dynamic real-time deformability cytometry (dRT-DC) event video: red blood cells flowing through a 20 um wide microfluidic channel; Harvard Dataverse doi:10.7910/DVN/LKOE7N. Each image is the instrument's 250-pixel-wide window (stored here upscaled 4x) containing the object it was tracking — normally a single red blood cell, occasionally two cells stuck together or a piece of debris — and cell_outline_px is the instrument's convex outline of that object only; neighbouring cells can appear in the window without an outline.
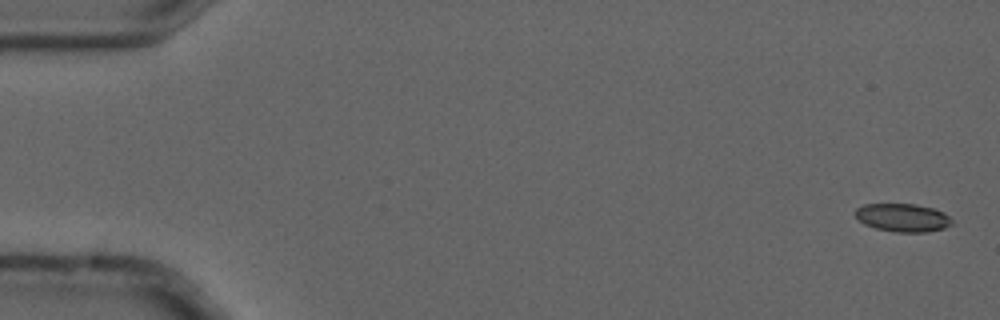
{"species": "common noctule bat (a hibernating species)", "species_latin": "Nyctalus noctula", "temperature_condition": "cold", "stored_images_in_passage": 4, "camera_frame_rate_fps": 3000, "um_per_image_px": 0.085, "animal": {"sex": "male", "forearm_length_mm": 52.5}, "frame": {"image": 1, "passage_image": 1, "time_ms": 0.0, "image_size_px": [1000, 320], "cell_outline_px": [[952, 224], [944, 228], [928, 232], [896, 232], [876, 228], [864, 224], [856, 216], [856, 208], [864, 204], [916, 204], [932, 208], [944, 212], [952, 220]], "centroid_in_image_um": [76.75, 18.5], "position_along_channel_um": 8.3, "area_um2": 15.78}}